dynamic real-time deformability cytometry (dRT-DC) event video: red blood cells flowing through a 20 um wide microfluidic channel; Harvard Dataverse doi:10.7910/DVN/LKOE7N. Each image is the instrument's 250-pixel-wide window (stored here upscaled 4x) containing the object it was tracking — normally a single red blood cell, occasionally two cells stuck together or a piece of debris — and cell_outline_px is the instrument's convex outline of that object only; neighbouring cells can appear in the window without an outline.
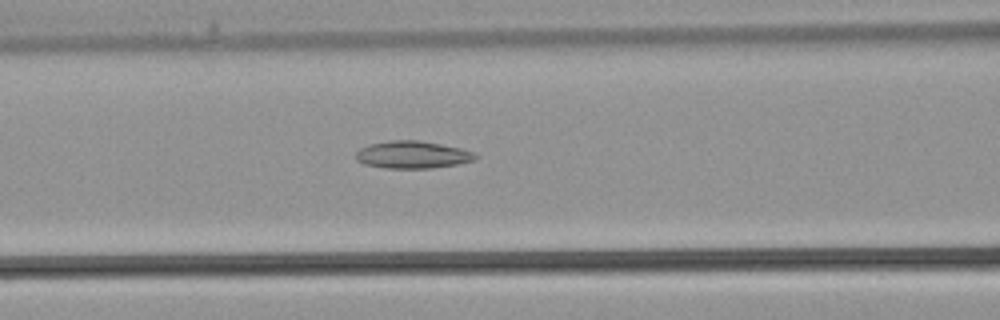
{"species": "common noctule bat (a hibernating species)", "species_latin": "Nyctalus noctula", "temperature_condition": "warm", "stored_images_in_passage": 37, "camera_frame_rate_fps": 3000, "um_per_image_px": 0.085, "animal": {"sex": "male", "body_mass_g": 21.5, "forearm_length_mm": 52.0}, "frame": {"image": 1, "passage_image": 15, "time_ms": 4.667, "image_size_px": [1000, 320], "cell_outline_px": [[480, 156], [472, 160], [456, 164], [432, 168], [384, 168], [364, 164], [356, 160], [356, 152], [360, 148], [368, 144], [392, 140], [420, 140], [460, 148], [472, 152]], "centroid_in_image_um": [35.02, 13.15], "position_along_channel_um": 131.6, "area_um2": 19.02}}
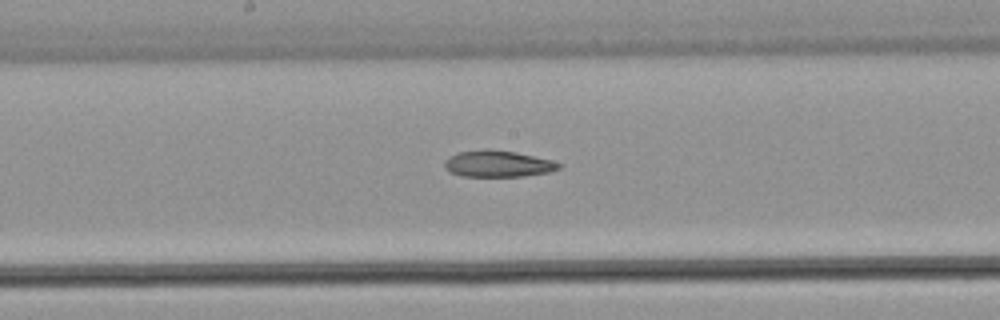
{"frame": {"image": 2, "passage_image": 19, "time_ms": 6.0, "image_size_px": [1000, 320], "cell_outline_px": [[560, 168], [548, 172], [524, 176], [460, 176], [448, 172], [444, 164], [444, 160], [448, 156], [460, 152], [484, 148], [516, 152], [552, 160], [560, 164]], "centroid_in_image_um": [42.27, 13.91], "position_along_channel_um": 205.9, "area_um2": 17.69}}
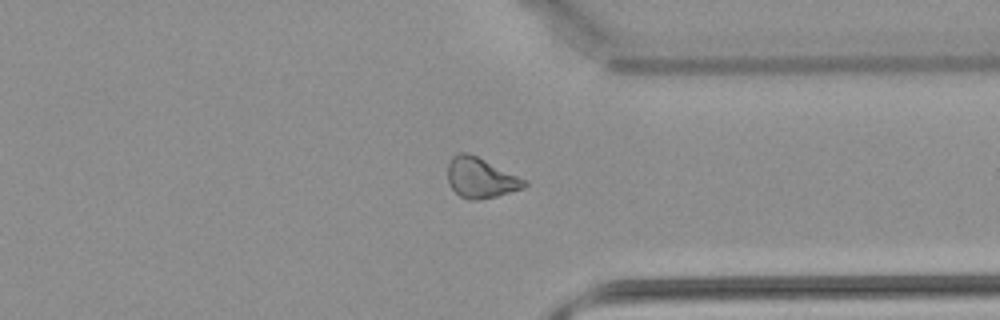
{"frame": {"image": 3, "passage_image": 28, "time_ms": 9.0, "image_size_px": [1000, 320], "cell_outline_px": [[528, 184], [524, 188], [496, 196], [480, 200], [468, 200], [460, 196], [448, 184], [448, 164], [452, 156], [460, 152], [468, 152], [528, 180]], "centroid_in_image_um": [40.87, 15.12], "position_along_channel_um": 370.5, "area_um2": 18.09}}